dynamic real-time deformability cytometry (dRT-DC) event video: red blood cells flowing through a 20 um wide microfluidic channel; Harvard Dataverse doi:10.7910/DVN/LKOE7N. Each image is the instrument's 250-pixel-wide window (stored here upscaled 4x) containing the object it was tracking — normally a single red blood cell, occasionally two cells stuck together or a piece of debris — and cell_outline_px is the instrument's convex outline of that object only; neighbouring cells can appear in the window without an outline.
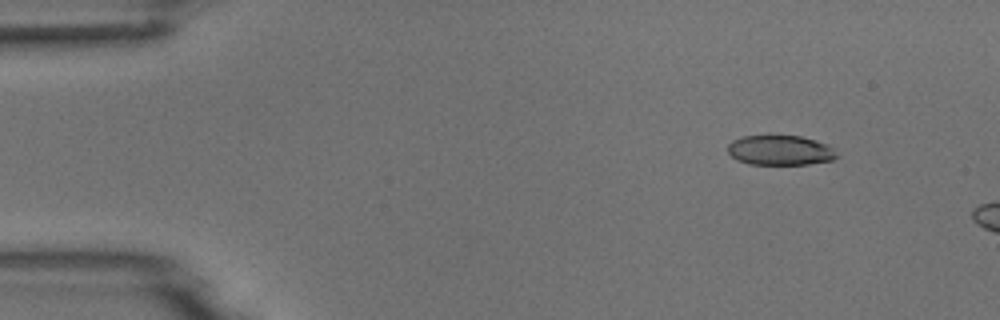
{"species": "common noctule bat (a hibernating species)", "species_latin": "Nyctalus noctula", "temperature_condition": "room temperature", "stored_images_in_passage": 3, "camera_frame_rate_fps": 3000, "um_per_image_px": 0.085, "animal": {"sex": "male", "body_mass_g": 18.8}, "frame": {"image": 1, "passage_image": 1, "time_ms": 0.0, "image_size_px": [1000, 320], "cell_outline_px": [[840, 156], [832, 160], [808, 164], [748, 164], [736, 160], [728, 152], [728, 144], [732, 140], [744, 136], [800, 136], [816, 140], [828, 144]], "centroid_in_image_um": [66.33, 12.78], "position_along_channel_um": 18.7, "area_um2": 19.02}}